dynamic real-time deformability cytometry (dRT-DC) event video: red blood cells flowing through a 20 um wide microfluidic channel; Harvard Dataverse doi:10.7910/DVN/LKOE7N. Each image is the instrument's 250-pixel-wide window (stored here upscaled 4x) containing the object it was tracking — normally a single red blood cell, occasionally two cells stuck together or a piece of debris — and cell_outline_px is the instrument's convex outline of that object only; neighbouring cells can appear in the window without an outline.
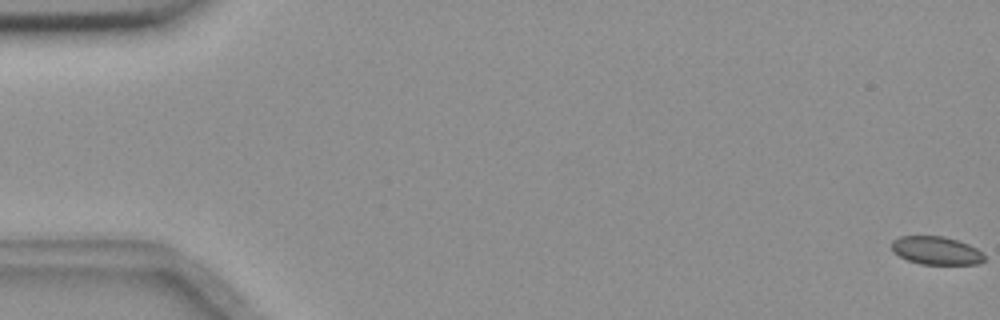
{"species": "common noctule bat (a hibernating species)", "species_latin": "Nyctalus noctula", "temperature_condition": "room temperature", "stored_images_in_passage": 6, "camera_frame_rate_fps": 3000, "um_per_image_px": 0.085, "animal": {"sex": "female", "body_mass_g": 18.4}, "frame": {"image": 1, "passage_image": 1, "time_ms": 0.0, "image_size_px": [1000, 320], "cell_outline_px": [[984, 260], [976, 264], [920, 264], [908, 260], [892, 252], [892, 240], [900, 236], [944, 236], [968, 244], [984, 252]], "centroid_in_image_um": [79.57, 21.29], "position_along_channel_um": 5.4, "area_um2": 15.2}}
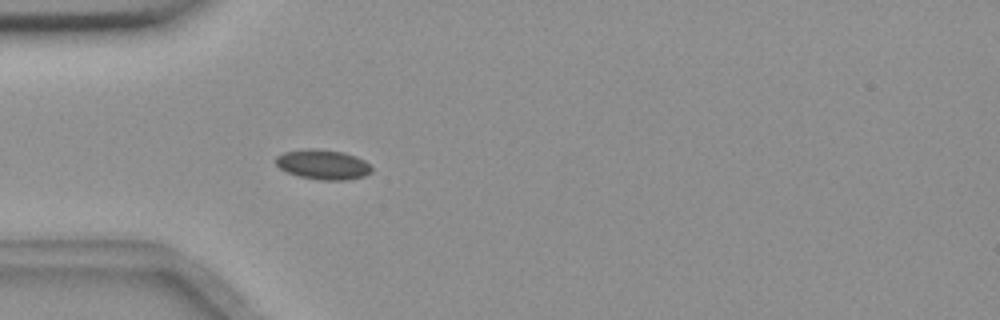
{"frame": {"image": 2, "passage_image": 6, "time_ms": 1.667, "image_size_px": [1000, 320], "cell_outline_px": [[372, 172], [364, 176], [348, 180], [320, 180], [300, 176], [288, 172], [280, 168], [276, 164], [276, 156], [284, 152], [308, 148], [312, 148], [344, 152], [356, 156], [364, 160], [372, 168]], "centroid_in_image_um": [27.47, 13.98], "position_along_channel_um": 57.5, "area_um2": 16.65}}